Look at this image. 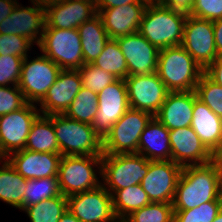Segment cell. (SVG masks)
Returning a JSON list of instances; mask_svg holds the SVG:
<instances>
[{
    "mask_svg": "<svg viewBox=\"0 0 222 222\" xmlns=\"http://www.w3.org/2000/svg\"><path fill=\"white\" fill-rule=\"evenodd\" d=\"M97 14L93 0H61L45 7L44 28L78 29Z\"/></svg>",
    "mask_w": 222,
    "mask_h": 222,
    "instance_id": "cell-17",
    "label": "cell"
},
{
    "mask_svg": "<svg viewBox=\"0 0 222 222\" xmlns=\"http://www.w3.org/2000/svg\"><path fill=\"white\" fill-rule=\"evenodd\" d=\"M182 167L172 160L149 161L147 175L140 185L150 202L173 203Z\"/></svg>",
    "mask_w": 222,
    "mask_h": 222,
    "instance_id": "cell-15",
    "label": "cell"
},
{
    "mask_svg": "<svg viewBox=\"0 0 222 222\" xmlns=\"http://www.w3.org/2000/svg\"><path fill=\"white\" fill-rule=\"evenodd\" d=\"M25 149L39 153L61 154L53 127V115H38L31 125Z\"/></svg>",
    "mask_w": 222,
    "mask_h": 222,
    "instance_id": "cell-26",
    "label": "cell"
},
{
    "mask_svg": "<svg viewBox=\"0 0 222 222\" xmlns=\"http://www.w3.org/2000/svg\"><path fill=\"white\" fill-rule=\"evenodd\" d=\"M213 31L218 57H222V19L213 21Z\"/></svg>",
    "mask_w": 222,
    "mask_h": 222,
    "instance_id": "cell-45",
    "label": "cell"
},
{
    "mask_svg": "<svg viewBox=\"0 0 222 222\" xmlns=\"http://www.w3.org/2000/svg\"><path fill=\"white\" fill-rule=\"evenodd\" d=\"M153 117L151 113L129 108L104 138L103 154L138 153L140 136Z\"/></svg>",
    "mask_w": 222,
    "mask_h": 222,
    "instance_id": "cell-8",
    "label": "cell"
},
{
    "mask_svg": "<svg viewBox=\"0 0 222 222\" xmlns=\"http://www.w3.org/2000/svg\"><path fill=\"white\" fill-rule=\"evenodd\" d=\"M25 57L22 63L19 89L28 103L40 102L47 94L48 89L55 82L62 70L55 62L45 55L32 61Z\"/></svg>",
    "mask_w": 222,
    "mask_h": 222,
    "instance_id": "cell-9",
    "label": "cell"
},
{
    "mask_svg": "<svg viewBox=\"0 0 222 222\" xmlns=\"http://www.w3.org/2000/svg\"><path fill=\"white\" fill-rule=\"evenodd\" d=\"M203 73L182 45L159 50L157 74L169 92L195 90Z\"/></svg>",
    "mask_w": 222,
    "mask_h": 222,
    "instance_id": "cell-3",
    "label": "cell"
},
{
    "mask_svg": "<svg viewBox=\"0 0 222 222\" xmlns=\"http://www.w3.org/2000/svg\"><path fill=\"white\" fill-rule=\"evenodd\" d=\"M211 162L222 173V141L218 146L211 152Z\"/></svg>",
    "mask_w": 222,
    "mask_h": 222,
    "instance_id": "cell-47",
    "label": "cell"
},
{
    "mask_svg": "<svg viewBox=\"0 0 222 222\" xmlns=\"http://www.w3.org/2000/svg\"><path fill=\"white\" fill-rule=\"evenodd\" d=\"M146 6V2L137 0L125 6L100 9L97 13L102 19L109 38L117 39L139 31Z\"/></svg>",
    "mask_w": 222,
    "mask_h": 222,
    "instance_id": "cell-21",
    "label": "cell"
},
{
    "mask_svg": "<svg viewBox=\"0 0 222 222\" xmlns=\"http://www.w3.org/2000/svg\"><path fill=\"white\" fill-rule=\"evenodd\" d=\"M222 209V201H209L189 210H174L173 222H212Z\"/></svg>",
    "mask_w": 222,
    "mask_h": 222,
    "instance_id": "cell-36",
    "label": "cell"
},
{
    "mask_svg": "<svg viewBox=\"0 0 222 222\" xmlns=\"http://www.w3.org/2000/svg\"><path fill=\"white\" fill-rule=\"evenodd\" d=\"M36 110L33 103H27L17 111L0 116V159L25 149L31 125L39 115Z\"/></svg>",
    "mask_w": 222,
    "mask_h": 222,
    "instance_id": "cell-11",
    "label": "cell"
},
{
    "mask_svg": "<svg viewBox=\"0 0 222 222\" xmlns=\"http://www.w3.org/2000/svg\"><path fill=\"white\" fill-rule=\"evenodd\" d=\"M7 158L15 170L25 179L58 177L61 154L39 153L26 149L11 153Z\"/></svg>",
    "mask_w": 222,
    "mask_h": 222,
    "instance_id": "cell-22",
    "label": "cell"
},
{
    "mask_svg": "<svg viewBox=\"0 0 222 222\" xmlns=\"http://www.w3.org/2000/svg\"><path fill=\"white\" fill-rule=\"evenodd\" d=\"M181 45L205 70L218 58L213 21L187 15Z\"/></svg>",
    "mask_w": 222,
    "mask_h": 222,
    "instance_id": "cell-13",
    "label": "cell"
},
{
    "mask_svg": "<svg viewBox=\"0 0 222 222\" xmlns=\"http://www.w3.org/2000/svg\"><path fill=\"white\" fill-rule=\"evenodd\" d=\"M129 107L155 116L164 103L168 90L157 72L130 75L125 78Z\"/></svg>",
    "mask_w": 222,
    "mask_h": 222,
    "instance_id": "cell-14",
    "label": "cell"
},
{
    "mask_svg": "<svg viewBox=\"0 0 222 222\" xmlns=\"http://www.w3.org/2000/svg\"><path fill=\"white\" fill-rule=\"evenodd\" d=\"M31 222H59L67 209V197L60 194L57 197L40 201L23 209Z\"/></svg>",
    "mask_w": 222,
    "mask_h": 222,
    "instance_id": "cell-33",
    "label": "cell"
},
{
    "mask_svg": "<svg viewBox=\"0 0 222 222\" xmlns=\"http://www.w3.org/2000/svg\"><path fill=\"white\" fill-rule=\"evenodd\" d=\"M194 90L168 92L159 112L154 116L168 130L191 126Z\"/></svg>",
    "mask_w": 222,
    "mask_h": 222,
    "instance_id": "cell-23",
    "label": "cell"
},
{
    "mask_svg": "<svg viewBox=\"0 0 222 222\" xmlns=\"http://www.w3.org/2000/svg\"><path fill=\"white\" fill-rule=\"evenodd\" d=\"M59 222H81L76 218L69 210H66L65 213L60 217Z\"/></svg>",
    "mask_w": 222,
    "mask_h": 222,
    "instance_id": "cell-48",
    "label": "cell"
},
{
    "mask_svg": "<svg viewBox=\"0 0 222 222\" xmlns=\"http://www.w3.org/2000/svg\"><path fill=\"white\" fill-rule=\"evenodd\" d=\"M212 222H222V209Z\"/></svg>",
    "mask_w": 222,
    "mask_h": 222,
    "instance_id": "cell-51",
    "label": "cell"
},
{
    "mask_svg": "<svg viewBox=\"0 0 222 222\" xmlns=\"http://www.w3.org/2000/svg\"><path fill=\"white\" fill-rule=\"evenodd\" d=\"M58 177H45L27 180L23 196V205L19 209L35 205L43 200L59 196Z\"/></svg>",
    "mask_w": 222,
    "mask_h": 222,
    "instance_id": "cell-32",
    "label": "cell"
},
{
    "mask_svg": "<svg viewBox=\"0 0 222 222\" xmlns=\"http://www.w3.org/2000/svg\"><path fill=\"white\" fill-rule=\"evenodd\" d=\"M31 44L33 43L29 39L20 35L0 34V55L25 58Z\"/></svg>",
    "mask_w": 222,
    "mask_h": 222,
    "instance_id": "cell-39",
    "label": "cell"
},
{
    "mask_svg": "<svg viewBox=\"0 0 222 222\" xmlns=\"http://www.w3.org/2000/svg\"><path fill=\"white\" fill-rule=\"evenodd\" d=\"M27 186V179L23 178L10 162L5 160L0 167V200L20 208Z\"/></svg>",
    "mask_w": 222,
    "mask_h": 222,
    "instance_id": "cell-28",
    "label": "cell"
},
{
    "mask_svg": "<svg viewBox=\"0 0 222 222\" xmlns=\"http://www.w3.org/2000/svg\"><path fill=\"white\" fill-rule=\"evenodd\" d=\"M142 1L146 2L147 4L156 2V0H142Z\"/></svg>",
    "mask_w": 222,
    "mask_h": 222,
    "instance_id": "cell-52",
    "label": "cell"
},
{
    "mask_svg": "<svg viewBox=\"0 0 222 222\" xmlns=\"http://www.w3.org/2000/svg\"><path fill=\"white\" fill-rule=\"evenodd\" d=\"M189 15L209 21L222 19V0H195Z\"/></svg>",
    "mask_w": 222,
    "mask_h": 222,
    "instance_id": "cell-41",
    "label": "cell"
},
{
    "mask_svg": "<svg viewBox=\"0 0 222 222\" xmlns=\"http://www.w3.org/2000/svg\"><path fill=\"white\" fill-rule=\"evenodd\" d=\"M106 72L112 73L118 79L128 77L126 59L115 39H109L103 51L92 63Z\"/></svg>",
    "mask_w": 222,
    "mask_h": 222,
    "instance_id": "cell-31",
    "label": "cell"
},
{
    "mask_svg": "<svg viewBox=\"0 0 222 222\" xmlns=\"http://www.w3.org/2000/svg\"><path fill=\"white\" fill-rule=\"evenodd\" d=\"M97 112L98 94L82 86L64 115L92 125Z\"/></svg>",
    "mask_w": 222,
    "mask_h": 222,
    "instance_id": "cell-30",
    "label": "cell"
},
{
    "mask_svg": "<svg viewBox=\"0 0 222 222\" xmlns=\"http://www.w3.org/2000/svg\"><path fill=\"white\" fill-rule=\"evenodd\" d=\"M102 165V156H62L58 170L60 193L69 197L101 185L93 170Z\"/></svg>",
    "mask_w": 222,
    "mask_h": 222,
    "instance_id": "cell-7",
    "label": "cell"
},
{
    "mask_svg": "<svg viewBox=\"0 0 222 222\" xmlns=\"http://www.w3.org/2000/svg\"><path fill=\"white\" fill-rule=\"evenodd\" d=\"M129 108L125 79H117L98 93V112L92 127L102 141Z\"/></svg>",
    "mask_w": 222,
    "mask_h": 222,
    "instance_id": "cell-10",
    "label": "cell"
},
{
    "mask_svg": "<svg viewBox=\"0 0 222 222\" xmlns=\"http://www.w3.org/2000/svg\"><path fill=\"white\" fill-rule=\"evenodd\" d=\"M172 203H153L132 212L124 222H173Z\"/></svg>",
    "mask_w": 222,
    "mask_h": 222,
    "instance_id": "cell-34",
    "label": "cell"
},
{
    "mask_svg": "<svg viewBox=\"0 0 222 222\" xmlns=\"http://www.w3.org/2000/svg\"><path fill=\"white\" fill-rule=\"evenodd\" d=\"M113 211L118 220H124L132 212L150 204L147 193L140 184L117 190L112 195Z\"/></svg>",
    "mask_w": 222,
    "mask_h": 222,
    "instance_id": "cell-29",
    "label": "cell"
},
{
    "mask_svg": "<svg viewBox=\"0 0 222 222\" xmlns=\"http://www.w3.org/2000/svg\"><path fill=\"white\" fill-rule=\"evenodd\" d=\"M220 172L210 161L200 165L182 167L178 180L173 210H189L219 198Z\"/></svg>",
    "mask_w": 222,
    "mask_h": 222,
    "instance_id": "cell-1",
    "label": "cell"
},
{
    "mask_svg": "<svg viewBox=\"0 0 222 222\" xmlns=\"http://www.w3.org/2000/svg\"><path fill=\"white\" fill-rule=\"evenodd\" d=\"M78 31L81 38L84 64L93 63L110 39L101 17L97 14L89 21L81 24Z\"/></svg>",
    "mask_w": 222,
    "mask_h": 222,
    "instance_id": "cell-27",
    "label": "cell"
},
{
    "mask_svg": "<svg viewBox=\"0 0 222 222\" xmlns=\"http://www.w3.org/2000/svg\"><path fill=\"white\" fill-rule=\"evenodd\" d=\"M169 138L171 160L181 167L211 161V152L201 142L191 126L169 130ZM188 161L190 163H187Z\"/></svg>",
    "mask_w": 222,
    "mask_h": 222,
    "instance_id": "cell-18",
    "label": "cell"
},
{
    "mask_svg": "<svg viewBox=\"0 0 222 222\" xmlns=\"http://www.w3.org/2000/svg\"><path fill=\"white\" fill-rule=\"evenodd\" d=\"M78 70L82 78V86L97 94L118 79L112 73L106 72L92 63L84 64Z\"/></svg>",
    "mask_w": 222,
    "mask_h": 222,
    "instance_id": "cell-37",
    "label": "cell"
},
{
    "mask_svg": "<svg viewBox=\"0 0 222 222\" xmlns=\"http://www.w3.org/2000/svg\"><path fill=\"white\" fill-rule=\"evenodd\" d=\"M204 73L216 84L222 86V57H218L205 70Z\"/></svg>",
    "mask_w": 222,
    "mask_h": 222,
    "instance_id": "cell-43",
    "label": "cell"
},
{
    "mask_svg": "<svg viewBox=\"0 0 222 222\" xmlns=\"http://www.w3.org/2000/svg\"><path fill=\"white\" fill-rule=\"evenodd\" d=\"M16 5L15 0H0V23L10 15Z\"/></svg>",
    "mask_w": 222,
    "mask_h": 222,
    "instance_id": "cell-46",
    "label": "cell"
},
{
    "mask_svg": "<svg viewBox=\"0 0 222 222\" xmlns=\"http://www.w3.org/2000/svg\"><path fill=\"white\" fill-rule=\"evenodd\" d=\"M105 184L67 197V209L81 222H117Z\"/></svg>",
    "mask_w": 222,
    "mask_h": 222,
    "instance_id": "cell-12",
    "label": "cell"
},
{
    "mask_svg": "<svg viewBox=\"0 0 222 222\" xmlns=\"http://www.w3.org/2000/svg\"><path fill=\"white\" fill-rule=\"evenodd\" d=\"M24 58L0 55V86L18 85Z\"/></svg>",
    "mask_w": 222,
    "mask_h": 222,
    "instance_id": "cell-38",
    "label": "cell"
},
{
    "mask_svg": "<svg viewBox=\"0 0 222 222\" xmlns=\"http://www.w3.org/2000/svg\"><path fill=\"white\" fill-rule=\"evenodd\" d=\"M197 98L205 103L218 117L222 118V86L203 73L196 85Z\"/></svg>",
    "mask_w": 222,
    "mask_h": 222,
    "instance_id": "cell-35",
    "label": "cell"
},
{
    "mask_svg": "<svg viewBox=\"0 0 222 222\" xmlns=\"http://www.w3.org/2000/svg\"><path fill=\"white\" fill-rule=\"evenodd\" d=\"M219 198L222 201V173H220L219 176Z\"/></svg>",
    "mask_w": 222,
    "mask_h": 222,
    "instance_id": "cell-50",
    "label": "cell"
},
{
    "mask_svg": "<svg viewBox=\"0 0 222 222\" xmlns=\"http://www.w3.org/2000/svg\"><path fill=\"white\" fill-rule=\"evenodd\" d=\"M191 127L210 152L222 141V118L197 98L195 90Z\"/></svg>",
    "mask_w": 222,
    "mask_h": 222,
    "instance_id": "cell-24",
    "label": "cell"
},
{
    "mask_svg": "<svg viewBox=\"0 0 222 222\" xmlns=\"http://www.w3.org/2000/svg\"><path fill=\"white\" fill-rule=\"evenodd\" d=\"M138 154L149 161L171 160L169 130L155 117L140 136Z\"/></svg>",
    "mask_w": 222,
    "mask_h": 222,
    "instance_id": "cell-25",
    "label": "cell"
},
{
    "mask_svg": "<svg viewBox=\"0 0 222 222\" xmlns=\"http://www.w3.org/2000/svg\"><path fill=\"white\" fill-rule=\"evenodd\" d=\"M82 87L79 70L62 69L40 101L43 115L64 114Z\"/></svg>",
    "mask_w": 222,
    "mask_h": 222,
    "instance_id": "cell-20",
    "label": "cell"
},
{
    "mask_svg": "<svg viewBox=\"0 0 222 222\" xmlns=\"http://www.w3.org/2000/svg\"><path fill=\"white\" fill-rule=\"evenodd\" d=\"M32 3L34 7L25 8L20 7L18 3L10 15L0 23V34L20 35L26 37L31 42L35 40V43L38 45L46 24L45 7L35 2ZM38 33L41 35L39 38L37 36Z\"/></svg>",
    "mask_w": 222,
    "mask_h": 222,
    "instance_id": "cell-19",
    "label": "cell"
},
{
    "mask_svg": "<svg viewBox=\"0 0 222 222\" xmlns=\"http://www.w3.org/2000/svg\"><path fill=\"white\" fill-rule=\"evenodd\" d=\"M28 102L17 85L0 86V116L23 108Z\"/></svg>",
    "mask_w": 222,
    "mask_h": 222,
    "instance_id": "cell-40",
    "label": "cell"
},
{
    "mask_svg": "<svg viewBox=\"0 0 222 222\" xmlns=\"http://www.w3.org/2000/svg\"><path fill=\"white\" fill-rule=\"evenodd\" d=\"M149 160L138 153L102 154L100 175L113 195L117 190L140 184L147 175ZM113 191V193L111 192Z\"/></svg>",
    "mask_w": 222,
    "mask_h": 222,
    "instance_id": "cell-5",
    "label": "cell"
},
{
    "mask_svg": "<svg viewBox=\"0 0 222 222\" xmlns=\"http://www.w3.org/2000/svg\"><path fill=\"white\" fill-rule=\"evenodd\" d=\"M38 46L61 69L78 70L84 65L78 29L44 28Z\"/></svg>",
    "mask_w": 222,
    "mask_h": 222,
    "instance_id": "cell-6",
    "label": "cell"
},
{
    "mask_svg": "<svg viewBox=\"0 0 222 222\" xmlns=\"http://www.w3.org/2000/svg\"><path fill=\"white\" fill-rule=\"evenodd\" d=\"M187 14L148 3L139 27V33L158 50L181 45Z\"/></svg>",
    "mask_w": 222,
    "mask_h": 222,
    "instance_id": "cell-2",
    "label": "cell"
},
{
    "mask_svg": "<svg viewBox=\"0 0 222 222\" xmlns=\"http://www.w3.org/2000/svg\"><path fill=\"white\" fill-rule=\"evenodd\" d=\"M156 2L163 7L189 15L195 0H156Z\"/></svg>",
    "mask_w": 222,
    "mask_h": 222,
    "instance_id": "cell-42",
    "label": "cell"
},
{
    "mask_svg": "<svg viewBox=\"0 0 222 222\" xmlns=\"http://www.w3.org/2000/svg\"><path fill=\"white\" fill-rule=\"evenodd\" d=\"M31 1L41 5L43 7H46L49 4L57 3V2H60L61 0H31Z\"/></svg>",
    "mask_w": 222,
    "mask_h": 222,
    "instance_id": "cell-49",
    "label": "cell"
},
{
    "mask_svg": "<svg viewBox=\"0 0 222 222\" xmlns=\"http://www.w3.org/2000/svg\"><path fill=\"white\" fill-rule=\"evenodd\" d=\"M53 127L62 156H102L103 141L92 125L53 114Z\"/></svg>",
    "mask_w": 222,
    "mask_h": 222,
    "instance_id": "cell-4",
    "label": "cell"
},
{
    "mask_svg": "<svg viewBox=\"0 0 222 222\" xmlns=\"http://www.w3.org/2000/svg\"><path fill=\"white\" fill-rule=\"evenodd\" d=\"M115 40L126 59L128 76L157 72L159 50L139 32Z\"/></svg>",
    "mask_w": 222,
    "mask_h": 222,
    "instance_id": "cell-16",
    "label": "cell"
},
{
    "mask_svg": "<svg viewBox=\"0 0 222 222\" xmlns=\"http://www.w3.org/2000/svg\"><path fill=\"white\" fill-rule=\"evenodd\" d=\"M95 3L96 11L100 9L114 8L117 6H125L130 3H135L137 0H93Z\"/></svg>",
    "mask_w": 222,
    "mask_h": 222,
    "instance_id": "cell-44",
    "label": "cell"
}]
</instances>
